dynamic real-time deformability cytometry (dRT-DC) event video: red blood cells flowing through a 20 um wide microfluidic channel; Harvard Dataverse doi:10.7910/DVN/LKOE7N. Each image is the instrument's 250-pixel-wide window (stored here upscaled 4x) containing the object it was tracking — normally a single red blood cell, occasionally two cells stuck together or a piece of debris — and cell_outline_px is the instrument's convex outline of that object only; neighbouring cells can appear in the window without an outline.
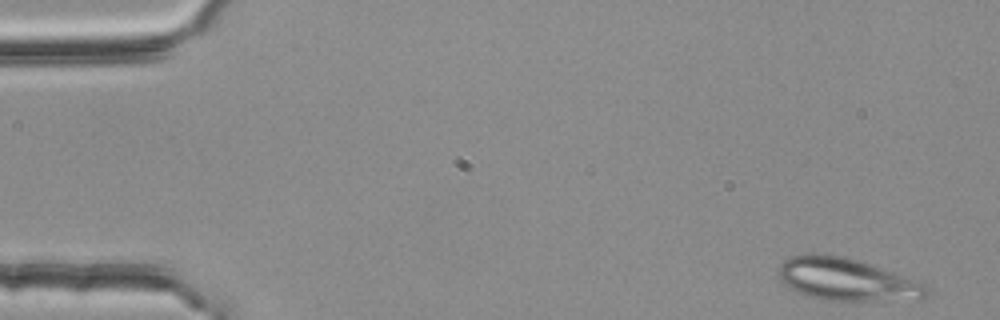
{"species": "common noctule bat (a hibernating species)", "species_latin": "Nyctalus noctula", "temperature_condition": "room temperature", "stored_images_in_passage": 4, "camera_frame_rate_fps": 3000, "um_per_image_px": 0.085, "animal": {"sex": "female", "body_mass_g": 25.1}, "frame": {"image": 1, "passage_image": 1, "time_ms": 0.0, "image_size_px": [1000, 320], "cell_outline_px": [[932, 292], [928, 296], [920, 300], [824, 300], [788, 288], [776, 276], [776, 272], [780, 264], [784, 260], [792, 256], [844, 256], [868, 264], [924, 284]], "centroid_in_image_um": [71.97, 23.8], "position_along_channel_um": 13.0, "area_um2": 35.72}}